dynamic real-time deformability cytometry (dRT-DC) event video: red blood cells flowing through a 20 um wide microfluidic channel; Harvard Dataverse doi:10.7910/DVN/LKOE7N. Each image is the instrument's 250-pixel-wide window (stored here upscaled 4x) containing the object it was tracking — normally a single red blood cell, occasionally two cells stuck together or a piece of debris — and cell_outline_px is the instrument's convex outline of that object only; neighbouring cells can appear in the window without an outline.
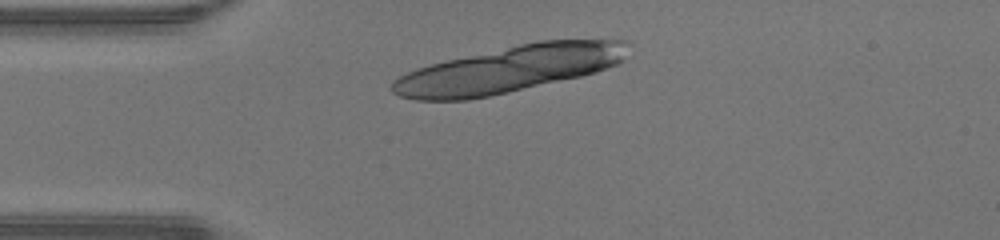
{"species": "human", "species_latin": "Homo sapiens", "temperature_condition": "warm", "stored_images_in_passage": 6, "camera_frame_rate_fps": 3000, "um_per_image_px": 0.085, "donor": {"sex": "male"}, "frame": {"image": 1, "passage_image": 1, "time_ms": 0.0, "image_size_px": [1000, 240], "cell_outline_px": [[628, 40], [620, 64], [596, 72], [580, 76], [508, 92], [468, 100], [416, 100], [400, 96], [392, 92], [388, 88], [392, 80], [416, 68], [448, 60], [520, 44], [540, 40]], "centroid_in_image_um": [43.22, 5.9], "position_along_channel_um": 41.8, "area_um2": 63.12}}